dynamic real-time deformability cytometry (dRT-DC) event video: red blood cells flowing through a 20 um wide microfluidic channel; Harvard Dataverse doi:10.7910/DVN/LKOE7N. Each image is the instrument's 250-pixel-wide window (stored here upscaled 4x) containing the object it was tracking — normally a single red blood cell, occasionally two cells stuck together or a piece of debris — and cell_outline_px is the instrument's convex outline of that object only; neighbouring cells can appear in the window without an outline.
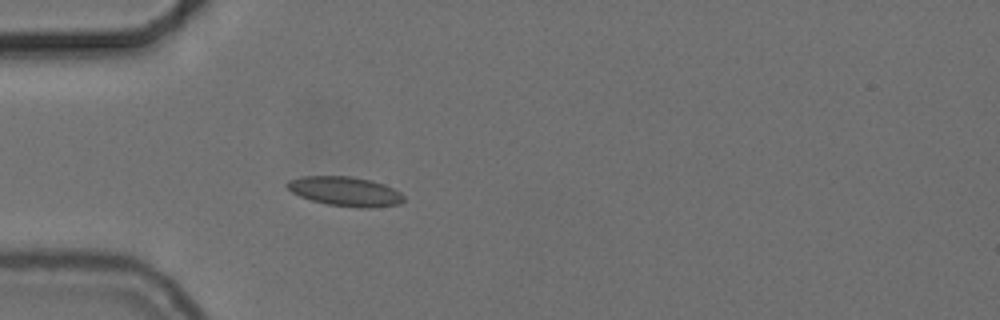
{"species": "common noctule bat (a hibernating species)", "species_latin": "Nyctalus noctula", "temperature_condition": "cold", "stored_images_in_passage": 17, "camera_frame_rate_fps": 3000, "um_per_image_px": 0.085, "animal": {"sex": "female", "body_mass_g": 24.6, "forearm_length_mm": 56.2}, "frame": {"image": 1, "passage_image": 1, "time_ms": 0.0, "image_size_px": [1000, 320], "cell_outline_px": [[404, 200], [400, 204], [376, 208], [356, 208], [328, 204], [312, 200], [300, 196], [292, 192], [284, 184], [288, 180], [304, 176], [348, 176], [372, 180], [384, 184], [400, 192], [404, 196]], "centroid_in_image_um": [29.36, 16.27], "position_along_channel_um": 55.6, "area_um2": 20.11}}
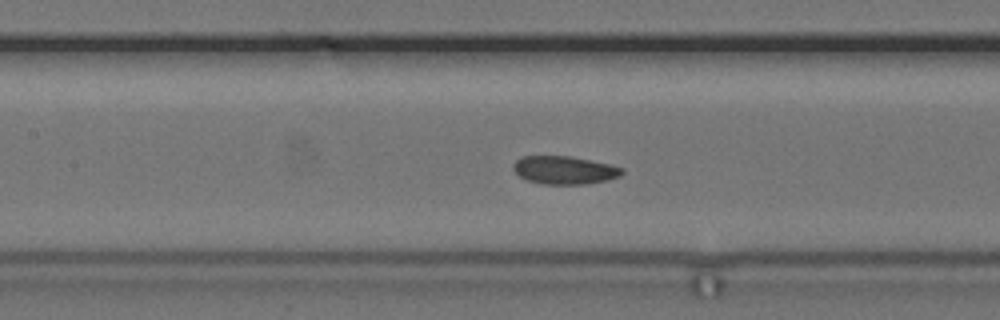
{"frame": {"image": 2, "passage_image": 10, "time_ms": 3.0, "image_size_px": [1000, 320], "cell_outline_px": [[624, 172], [620, 176], [608, 180], [584, 184], [544, 184], [528, 180], [520, 176], [512, 168], [512, 164], [520, 156], [568, 156], [612, 164], [624, 168]], "centroid_in_image_um": [48.0, 14.45], "position_along_channel_um": 159.4, "area_um2": 17.86}}
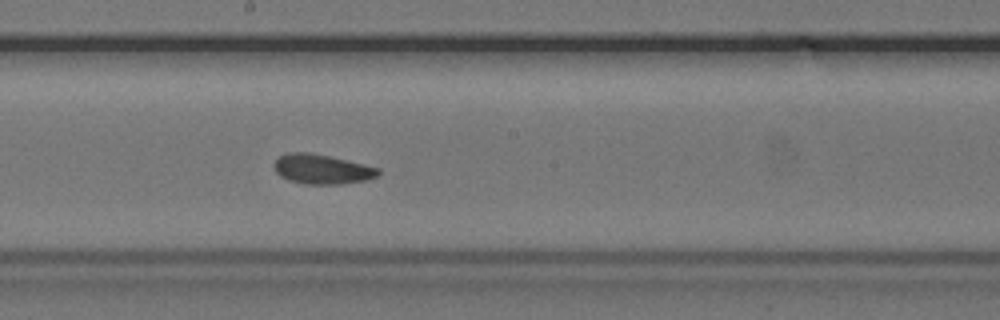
{"frame": {"image": 3, "passage_image": 15, "time_ms": 4.667, "image_size_px": [1000, 320], "cell_outline_px": [[380, 172], [376, 176], [368, 180], [340, 184], [304, 184], [288, 180], [280, 176], [276, 172], [276, 160], [280, 156], [288, 152], [312, 152], [364, 164], [380, 168]], "centroid_in_image_um": [27.39, 14.38], "position_along_channel_um": 220.8, "area_um2": 17.98}}